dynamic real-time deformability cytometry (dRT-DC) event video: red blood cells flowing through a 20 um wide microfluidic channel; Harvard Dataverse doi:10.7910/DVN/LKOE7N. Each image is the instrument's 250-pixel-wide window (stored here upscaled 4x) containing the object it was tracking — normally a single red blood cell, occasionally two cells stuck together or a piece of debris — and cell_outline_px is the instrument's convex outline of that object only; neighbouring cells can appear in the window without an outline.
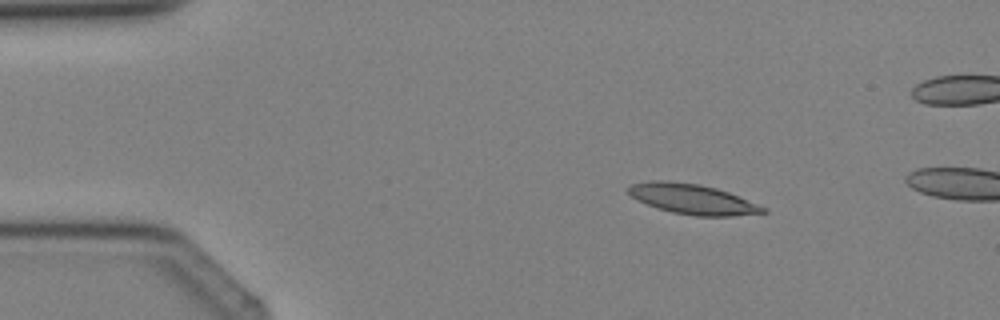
{"species": "Egyptian fruit bat (a non-hibernating species)", "species_latin": "Rousettus aegyptiacus", "temperature_condition": "cold", "stored_images_in_passage": 2, "camera_frame_rate_fps": 3000, "um_per_image_px": 0.085, "animal": {"sex": "female"}, "frame": {"image": 1, "passage_image": 1, "time_ms": 0.0, "image_size_px": [1000, 320], "cell_outline_px": [[768, 212], [732, 216], [696, 216], [672, 212], [656, 208], [636, 200], [628, 192], [628, 188], [632, 184], [652, 180], [664, 180], [700, 184], [716, 188], [728, 192], [768, 208]], "centroid_in_image_um": [58.86, 16.93], "position_along_channel_um": 26.1, "area_um2": 23.64}}